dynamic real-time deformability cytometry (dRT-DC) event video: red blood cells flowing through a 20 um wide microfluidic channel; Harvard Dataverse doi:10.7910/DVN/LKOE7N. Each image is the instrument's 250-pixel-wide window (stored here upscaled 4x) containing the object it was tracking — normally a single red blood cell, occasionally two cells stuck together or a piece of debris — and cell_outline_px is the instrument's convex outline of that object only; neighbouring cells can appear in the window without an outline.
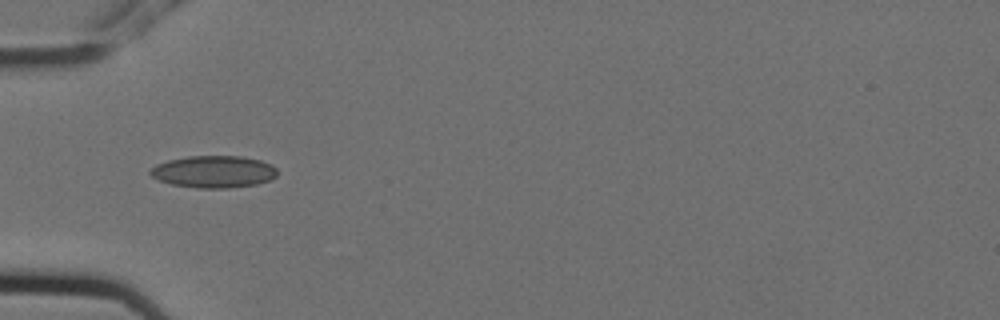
{"species": "Egyptian fruit bat (a non-hibernating species)", "species_latin": "Rousettus aegyptiacus", "temperature_condition": "cold", "stored_images_in_passage": 9, "camera_frame_rate_fps": 3000, "um_per_image_px": 0.085, "animal": {"sex": "female"}, "frame": {"image": 1, "passage_image": 6, "time_ms": 1.667, "image_size_px": [1000, 320], "cell_outline_px": [[276, 176], [272, 180], [256, 184], [228, 188], [196, 188], [172, 184], [160, 180], [152, 176], [148, 172], [156, 164], [168, 160], [188, 156], [240, 156], [260, 160], [272, 164], [276, 168]], "centroid_in_image_um": [18.18, 14.59], "position_along_channel_um": 66.8, "area_um2": 23.76}}
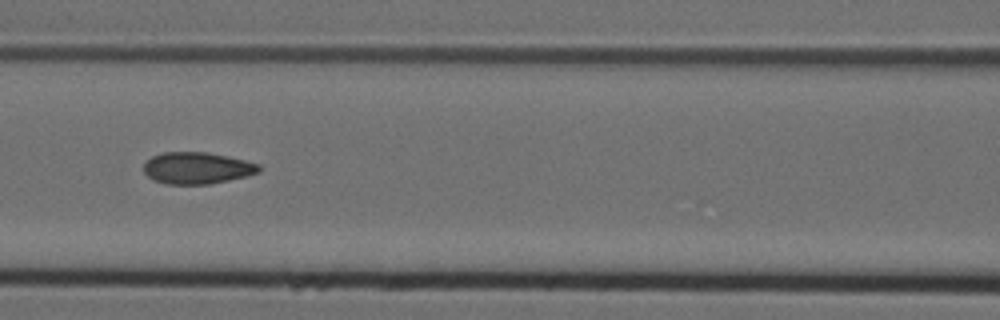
{"frame": {"image": 2, "passage_image": 8, "time_ms": 2.333, "image_size_px": [1000, 320], "cell_outline_px": [[260, 172], [248, 176], [208, 184], [168, 184], [152, 180], [144, 172], [144, 164], [152, 156], [164, 152], [208, 152], [228, 156], [260, 164]], "centroid_in_image_um": [16.76, 14.28], "position_along_channel_um": 149.8, "area_um2": 21.33}}
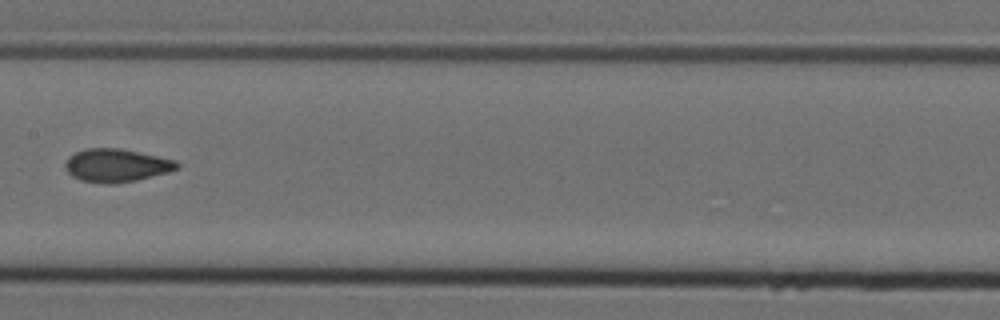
{"frame": {"image": 3, "passage_image": 9, "time_ms": 2.667, "image_size_px": [1000, 320], "cell_outline_px": [[180, 168], [168, 172], [136, 180], [112, 184], [108, 184], [80, 180], [72, 176], [64, 168], [64, 164], [68, 156], [84, 148], [120, 148], [176, 160], [180, 164]], "centroid_in_image_um": [9.88, 14.05], "position_along_channel_um": 197.5, "area_um2": 21.68}}